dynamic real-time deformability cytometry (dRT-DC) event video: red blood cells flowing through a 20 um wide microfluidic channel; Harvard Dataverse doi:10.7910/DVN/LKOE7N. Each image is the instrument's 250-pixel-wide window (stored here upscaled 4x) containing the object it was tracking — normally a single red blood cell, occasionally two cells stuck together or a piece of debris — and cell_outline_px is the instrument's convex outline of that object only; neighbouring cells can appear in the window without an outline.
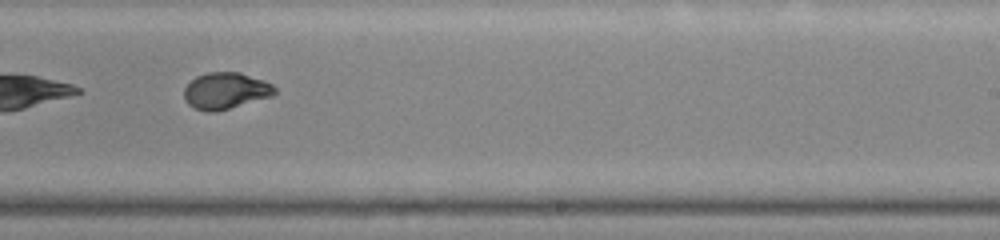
{"species": "common noctule bat (a hibernating species)", "species_latin": "Nyctalus noctula", "temperature_condition": "warm", "stored_images_in_passage": 35, "camera_frame_rate_fps": 3000, "um_per_image_px": 0.085, "animal": {"sex": "male", "body_mass_g": 20.0, "forearm_length_mm": 53.3}, "frame": {"image": 1, "passage_image": 16, "time_ms": 5.0, "image_size_px": [1000, 240], "cell_outline_px": [[276, 92], [272, 96], [216, 112], [208, 112], [196, 108], [188, 104], [184, 100], [184, 88], [196, 76], [208, 72], [240, 72], [264, 80], [272, 84], [276, 88]], "centroid_in_image_um": [19.18, 7.71], "position_along_channel_um": 269.8, "area_um2": 19.31}, "authors_computed_cell_mechanics": {"area_um2": 19.4786, "velocity_mm_per_s": 4.2266, "shape_relaxation_time_tau1_ms": 5.1349, "shape_relaxation_time_tau2_ms": 0.933, "deformation_change_tau1": 0.2199, "deformation_change_tau2": 0.0442}}